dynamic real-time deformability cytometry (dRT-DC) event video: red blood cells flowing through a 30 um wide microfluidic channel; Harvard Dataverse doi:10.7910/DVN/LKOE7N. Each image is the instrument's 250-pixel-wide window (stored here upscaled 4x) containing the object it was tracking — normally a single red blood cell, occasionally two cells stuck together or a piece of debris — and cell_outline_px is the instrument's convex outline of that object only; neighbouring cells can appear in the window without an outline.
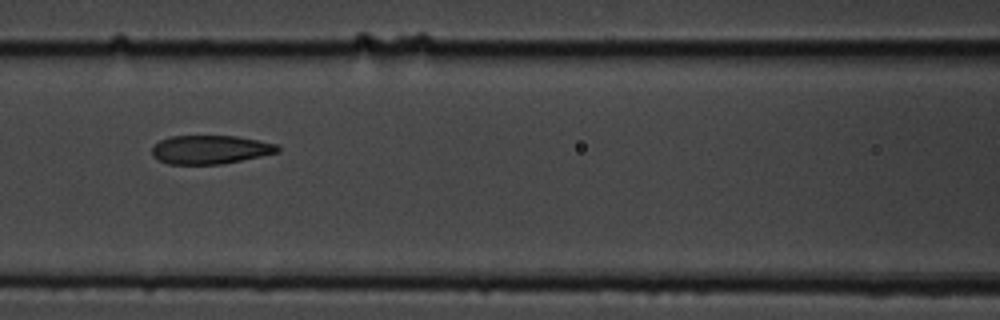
{"species": "common noctule bat (a hibernating species)", "species_latin": "Nyctalus noctula", "temperature_condition": "cold", "stored_images_in_passage": 11, "camera_frame_rate_fps": 3000, "um_per_image_px": 0.085, "animal": {"sex": "male", "body_mass_g": 19.5, "forearm_length_mm": 54.6}, "frame": {"image": 1, "passage_image": 7, "time_ms": 7.667, "image_size_px": [1000, 320], "cell_outline_px": [[280, 152], [220, 164], [168, 164], [152, 156], [152, 144], [160, 140], [172, 136], [236, 136], [276, 144], [280, 148]], "centroid_in_image_um": [17.83, 12.71], "position_along_channel_um": 148.8, "area_um2": 20.87}}
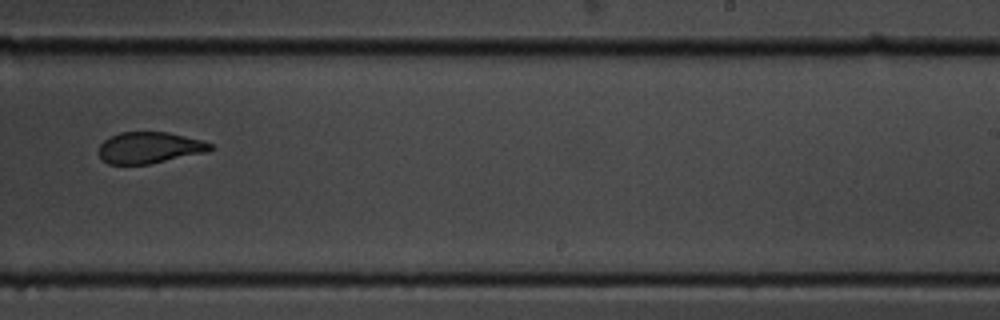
{"frame": {"image": 2, "passage_image": 10, "time_ms": 11.333, "image_size_px": [1000, 320], "cell_outline_px": [[212, 148], [208, 152], [148, 164], [108, 164], [100, 160], [100, 144], [104, 140], [120, 132], [168, 132], [200, 140], [212, 144]], "centroid_in_image_um": [12.69, 12.56], "position_along_channel_um": 276.3, "area_um2": 20.23}}
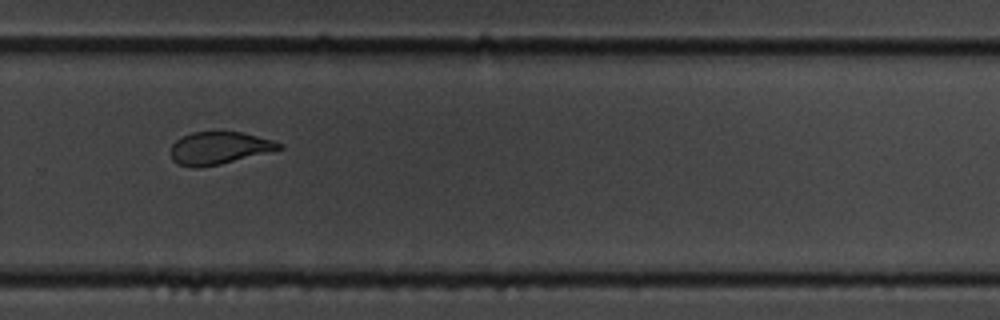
{"frame": {"image": 3, "passage_image": 11, "time_ms": 12.333, "image_size_px": [1000, 320], "cell_outline_px": [[284, 148], [220, 164], [196, 168], [192, 168], [176, 164], [172, 160], [172, 144], [176, 140], [192, 132], [240, 132], [272, 140], [284, 144]], "centroid_in_image_um": [18.61, 12.59], "position_along_channel_um": 311.2, "area_um2": 20.29}}